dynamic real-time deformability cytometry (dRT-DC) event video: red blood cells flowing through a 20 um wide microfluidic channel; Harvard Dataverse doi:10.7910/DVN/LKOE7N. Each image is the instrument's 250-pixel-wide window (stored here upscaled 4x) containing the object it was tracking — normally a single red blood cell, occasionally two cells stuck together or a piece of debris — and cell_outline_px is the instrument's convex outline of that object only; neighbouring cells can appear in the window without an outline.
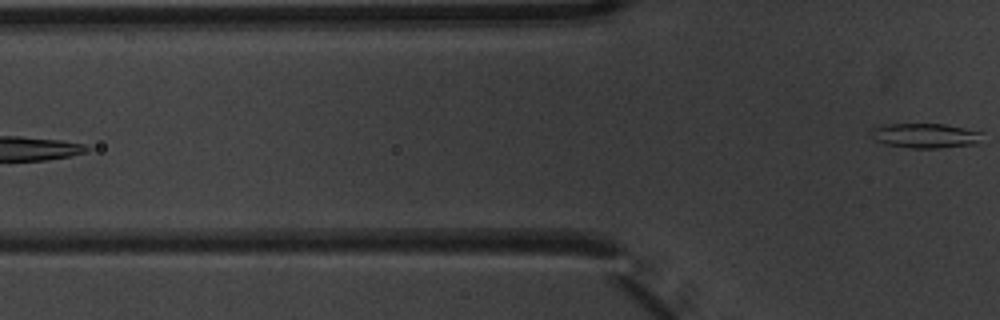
{"species": "common noctule bat (a hibernating species)", "species_latin": "Nyctalus noctula", "temperature_condition": "warm", "stored_images_in_passage": 7, "camera_frame_rate_fps": 3000, "um_per_image_px": 0.085, "animal": {"sex": "male", "body_mass_g": 20.1, "forearm_length_mm": 53.5}, "frame": {"image": 1, "passage_image": 7, "time_ms": 2.0, "image_size_px": [1000, 320], "cell_outline_px": [[980, 144], [940, 148], [912, 148], [884, 144], [876, 140], [872, 136], [872, 128], [884, 124], [944, 124], [964, 128], [980, 132]], "centroid_in_image_um": [78.65, 11.54], "position_along_channel_um": 47.2, "area_um2": 15.95}}